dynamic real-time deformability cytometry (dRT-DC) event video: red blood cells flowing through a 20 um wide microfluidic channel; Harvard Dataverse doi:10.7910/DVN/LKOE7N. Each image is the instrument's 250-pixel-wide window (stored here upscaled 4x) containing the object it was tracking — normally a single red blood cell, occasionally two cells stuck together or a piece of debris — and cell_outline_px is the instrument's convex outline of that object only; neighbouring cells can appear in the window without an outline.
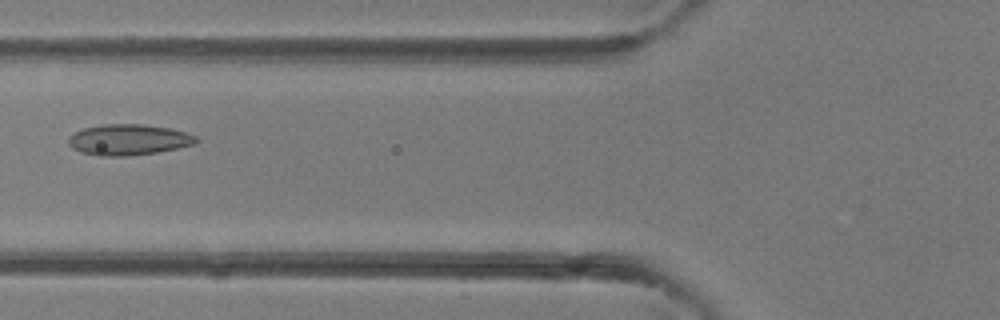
{"species": "common noctule bat (a hibernating species)", "species_latin": "Nyctalus noctula", "temperature_condition": "room temperature", "stored_images_in_passage": 29, "camera_frame_rate_fps": 3000, "um_per_image_px": 0.085, "animal": {"sex": "female"}, "frame": {"image": 1, "passage_image": 4, "time_ms": 1.0, "image_size_px": [1000, 320], "cell_outline_px": [[200, 140], [192, 144], [176, 148], [156, 152], [124, 156], [100, 156], [80, 152], [72, 148], [68, 144], [68, 136], [84, 128], [104, 124], [144, 124], [172, 128], [196, 136]], "centroid_in_image_um": [10.9, 11.87], "position_along_channel_um": 114.9, "area_um2": 22.89}}
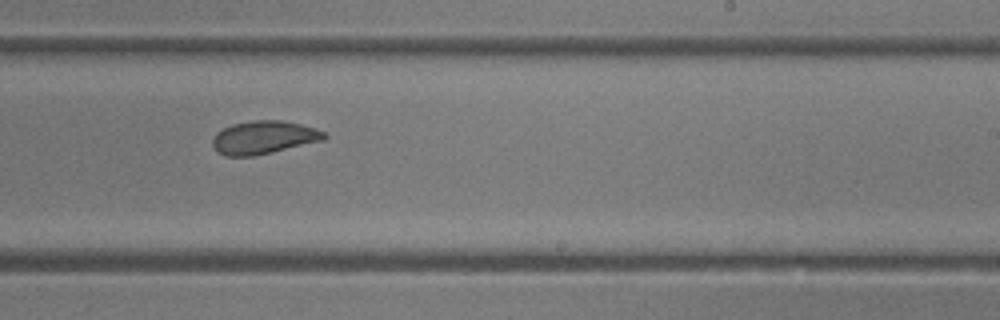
{"frame": {"image": 2, "passage_image": 13, "time_ms": 4.0, "image_size_px": [1000, 320], "cell_outline_px": [[328, 136], [324, 140], [272, 152], [252, 156], [224, 156], [212, 144], [212, 140], [216, 132], [232, 124], [252, 120], [280, 120], [300, 124], [316, 128], [324, 132]], "centroid_in_image_um": [22.43, 11.67], "position_along_channel_um": 266.6, "area_um2": 21.44}}
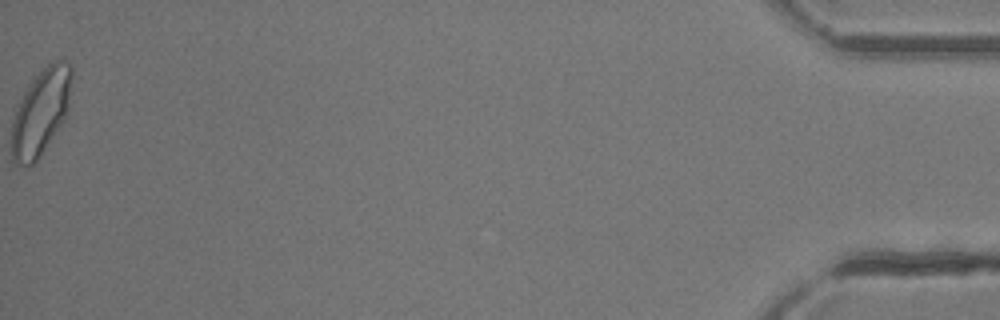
{"frame": {"image": 3, "passage_image": 29, "time_ms": 9.333, "image_size_px": [1000, 320], "cell_outline_px": [[72, 76], [68, 108], [60, 124], [40, 156], [32, 164], [24, 168], [16, 164], [12, 160], [12, 120], [20, 100], [24, 92], [32, 80], [48, 64], [56, 60], [64, 60], [72, 68]], "centroid_in_image_um": [3.45, 9.54], "position_along_channel_um": 431.7, "area_um2": 29.54}}